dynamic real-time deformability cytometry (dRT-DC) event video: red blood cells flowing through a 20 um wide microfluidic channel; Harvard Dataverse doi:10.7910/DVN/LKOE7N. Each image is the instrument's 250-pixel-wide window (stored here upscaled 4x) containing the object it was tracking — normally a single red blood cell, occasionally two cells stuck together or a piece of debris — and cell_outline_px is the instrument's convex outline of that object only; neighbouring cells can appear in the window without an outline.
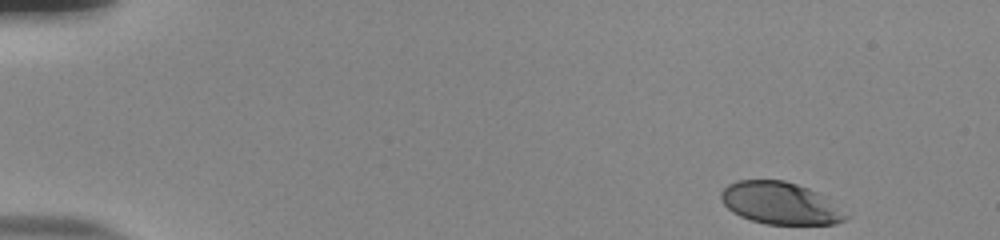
{"species": "human", "species_latin": "Homo sapiens", "temperature_condition": "room temperature", "stored_images_in_passage": 51, "camera_frame_rate_fps": 3000, "um_per_image_px": 0.085, "donor": {"sex": "male"}, "frame": {"image": 1, "passage_image": 1, "time_ms": 0.0, "image_size_px": [1000, 240], "cell_outline_px": [[848, 216], [844, 220], [836, 224], [764, 224], [740, 216], [732, 212], [720, 200], [720, 192], [728, 184], [736, 180], [784, 180], [808, 188], [824, 196]], "centroid_in_image_um": [66.26, 17.27], "position_along_channel_um": 18.7, "area_um2": 30.4}}
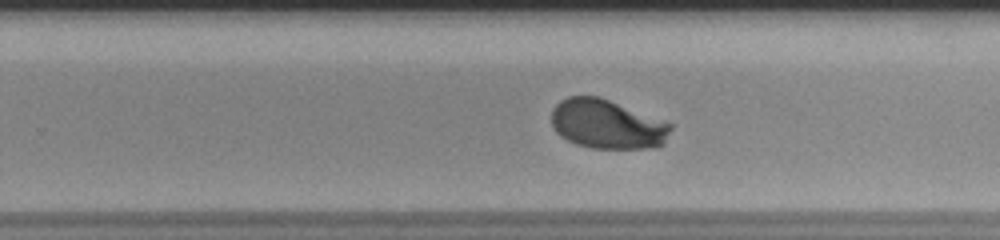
{"frame": {"image": 2, "passage_image": 32, "time_ms": 10.333, "image_size_px": [1000, 240], "cell_outline_px": [[672, 128], [664, 144], [652, 148], [592, 148], [576, 144], [560, 136], [552, 128], [552, 108], [560, 100], [568, 96], [596, 96], [608, 100], [672, 124]], "centroid_in_image_um": [51.57, 10.57], "position_along_channel_um": 278.2, "area_um2": 33.99}}
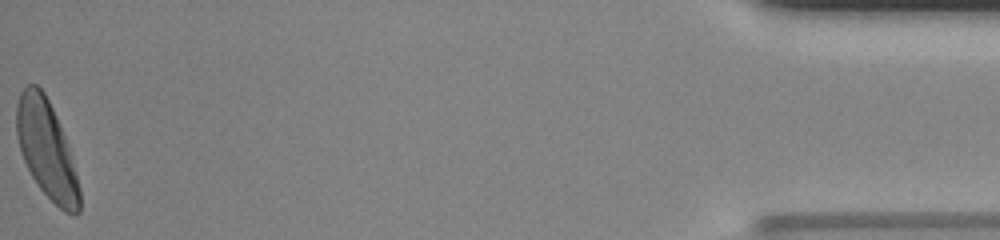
{"frame": {"image": 3, "passage_image": 51, "time_ms": 16.667, "image_size_px": [1000, 240], "cell_outline_px": [[80, 212], [76, 216], [72, 216], [64, 212], [40, 188], [32, 176], [24, 160], [20, 148], [16, 132], [16, 104], [20, 92], [28, 84], [36, 84], [44, 92], [56, 116], [64, 136], [76, 172], [80, 188]], "centroid_in_image_um": [3.96, 12.72], "position_along_channel_um": 431.2, "area_um2": 35.49}, "authors_computed_cell_mechanics": {"area_um2": 34.4488, "velocity_mm_per_s": 3.7698, "shape_relaxation_time_tau1_ms": 2.4401, "shape_relaxation_time_tau2_ms": null, "deformation_change_tau1": 0.1427, "deformation_change_tau2": null}}